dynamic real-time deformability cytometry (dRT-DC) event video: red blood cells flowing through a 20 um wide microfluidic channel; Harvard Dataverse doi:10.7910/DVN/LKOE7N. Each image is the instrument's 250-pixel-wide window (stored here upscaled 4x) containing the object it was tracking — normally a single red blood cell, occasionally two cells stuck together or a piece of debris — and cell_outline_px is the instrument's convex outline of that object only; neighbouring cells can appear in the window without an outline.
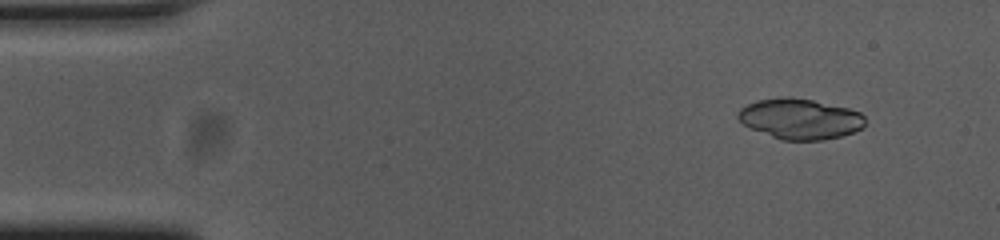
{"species": "common noctule bat (a hibernating species)", "species_latin": "Nyctalus noctula", "temperature_condition": "cold", "stored_images_in_passage": 54, "camera_frame_rate_fps": 3000, "um_per_image_px": 0.085, "animal": {"sex": "female", "body_mass_g": 23.0, "forearm_length_mm": 53.4}, "frame": {"image": 1, "passage_image": 5, "time_ms": 1.333, "image_size_px": [1000, 240], "cell_outline_px": [[864, 124], [860, 128], [852, 132], [836, 136], [812, 140], [788, 140], [776, 136], [756, 128], [740, 120], [740, 112], [744, 108], [752, 104], [764, 100], [808, 100], [844, 108], [856, 112], [864, 116]], "centroid_in_image_um": [68.1, 10.14], "position_along_channel_um": 16.9, "area_um2": 27.11}}
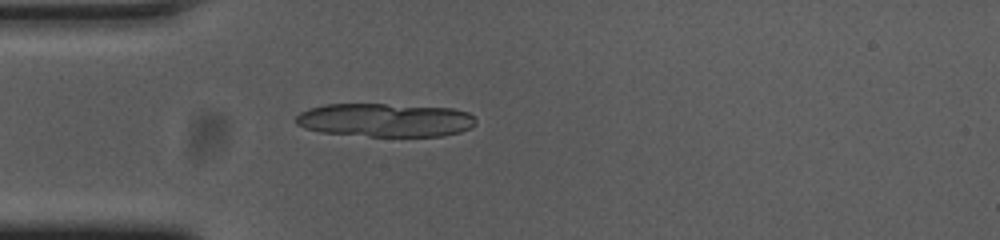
{"frame": {"image": 2, "passage_image": 15, "time_ms": 4.667, "image_size_px": [1000, 240], "cell_outline_px": [[472, 116], [464, 128], [456, 132], [432, 136], [372, 136], [328, 132], [312, 128], [296, 120], [304, 112], [316, 108], [332, 104], [380, 104], [444, 108], [464, 112]], "centroid_in_image_um": [32.72, 10.2], "position_along_channel_um": 52.3, "area_um2": 32.66}, "authors_computed_cell_mechanics": {"area_um2": 22.253, "velocity_mm_per_s": 3.6774, "shape_relaxation_time_tau1_ms": null, "shape_relaxation_time_tau2_ms": 1.5864, "deformation_change_tau1": null, "deformation_change_tau2": 0.0682}}